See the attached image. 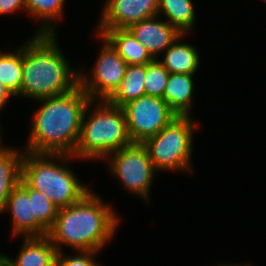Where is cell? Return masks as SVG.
Returning <instances> with one entry per match:
<instances>
[{
    "label": "cell",
    "instance_id": "obj_20",
    "mask_svg": "<svg viewBox=\"0 0 266 266\" xmlns=\"http://www.w3.org/2000/svg\"><path fill=\"white\" fill-rule=\"evenodd\" d=\"M64 4L65 0H26L25 12L44 21L37 34H56L54 22L63 17Z\"/></svg>",
    "mask_w": 266,
    "mask_h": 266
},
{
    "label": "cell",
    "instance_id": "obj_10",
    "mask_svg": "<svg viewBox=\"0 0 266 266\" xmlns=\"http://www.w3.org/2000/svg\"><path fill=\"white\" fill-rule=\"evenodd\" d=\"M159 0H106L97 30L127 29L158 15Z\"/></svg>",
    "mask_w": 266,
    "mask_h": 266
},
{
    "label": "cell",
    "instance_id": "obj_25",
    "mask_svg": "<svg viewBox=\"0 0 266 266\" xmlns=\"http://www.w3.org/2000/svg\"><path fill=\"white\" fill-rule=\"evenodd\" d=\"M26 0H0V15L22 10L25 11Z\"/></svg>",
    "mask_w": 266,
    "mask_h": 266
},
{
    "label": "cell",
    "instance_id": "obj_2",
    "mask_svg": "<svg viewBox=\"0 0 266 266\" xmlns=\"http://www.w3.org/2000/svg\"><path fill=\"white\" fill-rule=\"evenodd\" d=\"M119 220L112 207L90 191L75 204L58 210L47 236L58 252L61 244L76 251H100L113 238Z\"/></svg>",
    "mask_w": 266,
    "mask_h": 266
},
{
    "label": "cell",
    "instance_id": "obj_11",
    "mask_svg": "<svg viewBox=\"0 0 266 266\" xmlns=\"http://www.w3.org/2000/svg\"><path fill=\"white\" fill-rule=\"evenodd\" d=\"M12 215L13 236L42 237L48 230L36 219L32 207V188L21 178L7 199L4 211Z\"/></svg>",
    "mask_w": 266,
    "mask_h": 266
},
{
    "label": "cell",
    "instance_id": "obj_16",
    "mask_svg": "<svg viewBox=\"0 0 266 266\" xmlns=\"http://www.w3.org/2000/svg\"><path fill=\"white\" fill-rule=\"evenodd\" d=\"M193 75L170 73L163 100L178 116H190L194 91Z\"/></svg>",
    "mask_w": 266,
    "mask_h": 266
},
{
    "label": "cell",
    "instance_id": "obj_26",
    "mask_svg": "<svg viewBox=\"0 0 266 266\" xmlns=\"http://www.w3.org/2000/svg\"><path fill=\"white\" fill-rule=\"evenodd\" d=\"M14 96L11 91L0 82V111L7 104L10 97Z\"/></svg>",
    "mask_w": 266,
    "mask_h": 266
},
{
    "label": "cell",
    "instance_id": "obj_1",
    "mask_svg": "<svg viewBox=\"0 0 266 266\" xmlns=\"http://www.w3.org/2000/svg\"><path fill=\"white\" fill-rule=\"evenodd\" d=\"M42 106L32 116L26 152L73 155L77 147L82 119L92 101L78 85L63 95L38 99Z\"/></svg>",
    "mask_w": 266,
    "mask_h": 266
},
{
    "label": "cell",
    "instance_id": "obj_5",
    "mask_svg": "<svg viewBox=\"0 0 266 266\" xmlns=\"http://www.w3.org/2000/svg\"><path fill=\"white\" fill-rule=\"evenodd\" d=\"M93 102L95 101H91L85 109L73 158L105 160L111 153L132 144L122 107L102 100L91 113L89 109ZM88 114L91 116L88 117Z\"/></svg>",
    "mask_w": 266,
    "mask_h": 266
},
{
    "label": "cell",
    "instance_id": "obj_22",
    "mask_svg": "<svg viewBox=\"0 0 266 266\" xmlns=\"http://www.w3.org/2000/svg\"><path fill=\"white\" fill-rule=\"evenodd\" d=\"M169 75V71L159 62V59L146 64L145 95L163 98Z\"/></svg>",
    "mask_w": 266,
    "mask_h": 266
},
{
    "label": "cell",
    "instance_id": "obj_29",
    "mask_svg": "<svg viewBox=\"0 0 266 266\" xmlns=\"http://www.w3.org/2000/svg\"><path fill=\"white\" fill-rule=\"evenodd\" d=\"M0 129H1V127H0ZM0 134H1V131H0ZM1 136V135H0ZM2 145H1V137H0V147H1Z\"/></svg>",
    "mask_w": 266,
    "mask_h": 266
},
{
    "label": "cell",
    "instance_id": "obj_4",
    "mask_svg": "<svg viewBox=\"0 0 266 266\" xmlns=\"http://www.w3.org/2000/svg\"><path fill=\"white\" fill-rule=\"evenodd\" d=\"M69 157L73 156L35 154L25 151L22 160L21 178L31 188L43 193L59 209L75 204L91 191L88 186L79 181L71 169L64 164H59L69 160ZM54 158L58 159V163L54 162Z\"/></svg>",
    "mask_w": 266,
    "mask_h": 266
},
{
    "label": "cell",
    "instance_id": "obj_15",
    "mask_svg": "<svg viewBox=\"0 0 266 266\" xmlns=\"http://www.w3.org/2000/svg\"><path fill=\"white\" fill-rule=\"evenodd\" d=\"M0 147V214L4 212L7 199L18 186L22 177L24 150Z\"/></svg>",
    "mask_w": 266,
    "mask_h": 266
},
{
    "label": "cell",
    "instance_id": "obj_3",
    "mask_svg": "<svg viewBox=\"0 0 266 266\" xmlns=\"http://www.w3.org/2000/svg\"><path fill=\"white\" fill-rule=\"evenodd\" d=\"M56 34H37L22 45V87L17 96L33 100L63 95L79 85L57 46Z\"/></svg>",
    "mask_w": 266,
    "mask_h": 266
},
{
    "label": "cell",
    "instance_id": "obj_6",
    "mask_svg": "<svg viewBox=\"0 0 266 266\" xmlns=\"http://www.w3.org/2000/svg\"><path fill=\"white\" fill-rule=\"evenodd\" d=\"M197 126L190 116H177L142 143L156 171L183 170L192 173L193 134Z\"/></svg>",
    "mask_w": 266,
    "mask_h": 266
},
{
    "label": "cell",
    "instance_id": "obj_13",
    "mask_svg": "<svg viewBox=\"0 0 266 266\" xmlns=\"http://www.w3.org/2000/svg\"><path fill=\"white\" fill-rule=\"evenodd\" d=\"M127 65H146L154 60L148 50L127 29L98 30Z\"/></svg>",
    "mask_w": 266,
    "mask_h": 266
},
{
    "label": "cell",
    "instance_id": "obj_21",
    "mask_svg": "<svg viewBox=\"0 0 266 266\" xmlns=\"http://www.w3.org/2000/svg\"><path fill=\"white\" fill-rule=\"evenodd\" d=\"M14 51L0 52V82L17 97L22 87V46Z\"/></svg>",
    "mask_w": 266,
    "mask_h": 266
},
{
    "label": "cell",
    "instance_id": "obj_14",
    "mask_svg": "<svg viewBox=\"0 0 266 266\" xmlns=\"http://www.w3.org/2000/svg\"><path fill=\"white\" fill-rule=\"evenodd\" d=\"M23 242L15 260L3 254L10 266H55L58 251L48 236L25 237Z\"/></svg>",
    "mask_w": 266,
    "mask_h": 266
},
{
    "label": "cell",
    "instance_id": "obj_23",
    "mask_svg": "<svg viewBox=\"0 0 266 266\" xmlns=\"http://www.w3.org/2000/svg\"><path fill=\"white\" fill-rule=\"evenodd\" d=\"M32 207L36 219L49 231L54 226L59 208L43 193L33 188Z\"/></svg>",
    "mask_w": 266,
    "mask_h": 266
},
{
    "label": "cell",
    "instance_id": "obj_17",
    "mask_svg": "<svg viewBox=\"0 0 266 266\" xmlns=\"http://www.w3.org/2000/svg\"><path fill=\"white\" fill-rule=\"evenodd\" d=\"M181 34L170 47L164 52L163 60L159 62L169 71V73H181L194 75L199 68L200 56L195 47L188 43H181ZM179 41V42H177Z\"/></svg>",
    "mask_w": 266,
    "mask_h": 266
},
{
    "label": "cell",
    "instance_id": "obj_28",
    "mask_svg": "<svg viewBox=\"0 0 266 266\" xmlns=\"http://www.w3.org/2000/svg\"><path fill=\"white\" fill-rule=\"evenodd\" d=\"M217 266H252V265H246V264L245 265H243V264H239V265L238 264L237 265H234V264L233 265L232 264L231 265H227V264H222V265H217Z\"/></svg>",
    "mask_w": 266,
    "mask_h": 266
},
{
    "label": "cell",
    "instance_id": "obj_18",
    "mask_svg": "<svg viewBox=\"0 0 266 266\" xmlns=\"http://www.w3.org/2000/svg\"><path fill=\"white\" fill-rule=\"evenodd\" d=\"M145 75L146 65H128L119 87L106 101L116 107H122L128 102L144 96Z\"/></svg>",
    "mask_w": 266,
    "mask_h": 266
},
{
    "label": "cell",
    "instance_id": "obj_9",
    "mask_svg": "<svg viewBox=\"0 0 266 266\" xmlns=\"http://www.w3.org/2000/svg\"><path fill=\"white\" fill-rule=\"evenodd\" d=\"M98 37L103 41V46L92 68V76L79 71V85L92 101L99 98L101 102L119 87L128 65L104 38Z\"/></svg>",
    "mask_w": 266,
    "mask_h": 266
},
{
    "label": "cell",
    "instance_id": "obj_12",
    "mask_svg": "<svg viewBox=\"0 0 266 266\" xmlns=\"http://www.w3.org/2000/svg\"><path fill=\"white\" fill-rule=\"evenodd\" d=\"M159 15L132 24L127 30L142 44L154 59L165 52L181 33L167 21L158 20Z\"/></svg>",
    "mask_w": 266,
    "mask_h": 266
},
{
    "label": "cell",
    "instance_id": "obj_27",
    "mask_svg": "<svg viewBox=\"0 0 266 266\" xmlns=\"http://www.w3.org/2000/svg\"><path fill=\"white\" fill-rule=\"evenodd\" d=\"M0 266H10L4 257L0 259Z\"/></svg>",
    "mask_w": 266,
    "mask_h": 266
},
{
    "label": "cell",
    "instance_id": "obj_24",
    "mask_svg": "<svg viewBox=\"0 0 266 266\" xmlns=\"http://www.w3.org/2000/svg\"><path fill=\"white\" fill-rule=\"evenodd\" d=\"M74 256H64L63 252H57L55 266H100L95 262L94 256L99 251L79 250Z\"/></svg>",
    "mask_w": 266,
    "mask_h": 266
},
{
    "label": "cell",
    "instance_id": "obj_8",
    "mask_svg": "<svg viewBox=\"0 0 266 266\" xmlns=\"http://www.w3.org/2000/svg\"><path fill=\"white\" fill-rule=\"evenodd\" d=\"M132 143L155 136L178 115L163 98L144 95L122 106Z\"/></svg>",
    "mask_w": 266,
    "mask_h": 266
},
{
    "label": "cell",
    "instance_id": "obj_19",
    "mask_svg": "<svg viewBox=\"0 0 266 266\" xmlns=\"http://www.w3.org/2000/svg\"><path fill=\"white\" fill-rule=\"evenodd\" d=\"M161 13L181 34H187L196 20L192 0H159L158 15Z\"/></svg>",
    "mask_w": 266,
    "mask_h": 266
},
{
    "label": "cell",
    "instance_id": "obj_7",
    "mask_svg": "<svg viewBox=\"0 0 266 266\" xmlns=\"http://www.w3.org/2000/svg\"><path fill=\"white\" fill-rule=\"evenodd\" d=\"M109 170L121 181L123 188L148 201L155 167L142 143H132L111 153Z\"/></svg>",
    "mask_w": 266,
    "mask_h": 266
}]
</instances>
